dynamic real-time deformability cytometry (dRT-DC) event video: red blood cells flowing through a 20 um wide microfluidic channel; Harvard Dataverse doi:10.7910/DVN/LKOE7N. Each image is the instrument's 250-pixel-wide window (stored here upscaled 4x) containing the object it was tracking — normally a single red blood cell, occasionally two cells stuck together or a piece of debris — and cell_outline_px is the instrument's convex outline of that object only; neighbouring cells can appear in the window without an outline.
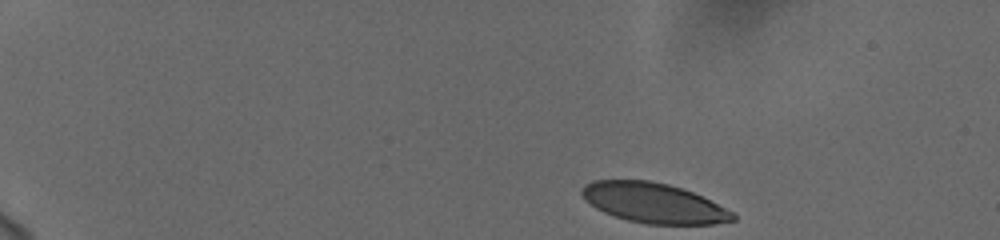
{"species": "human", "species_latin": "Homo sapiens", "temperature_condition": "cold", "stored_images_in_passage": 48, "camera_frame_rate_fps": 3000, "um_per_image_px": 0.085, "donor": {"sex": "female"}, "frame": {"image": 1, "passage_image": 1, "time_ms": 0.0, "image_size_px": [1000, 240], "cell_outline_px": [[736, 220], [712, 224], [644, 224], [628, 220], [604, 212], [596, 208], [584, 200], [580, 192], [584, 184], [592, 180], [648, 180], [668, 184], [692, 192], [732, 212], [736, 216]], "centroid_in_image_um": [55.5, 17.25], "position_along_channel_um": 29.5, "area_um2": 34.91}}
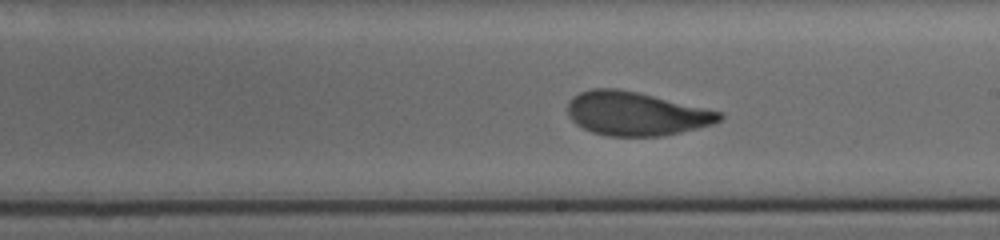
{"frame": {"image": 2, "passage_image": 27, "time_ms": 8.667, "image_size_px": [1000, 240], "cell_outline_px": [[724, 116], [720, 120], [712, 124], [664, 136], [608, 136], [592, 132], [576, 124], [568, 116], [568, 100], [572, 96], [580, 92], [592, 88], [616, 88], [636, 92], [724, 112]], "centroid_in_image_um": [54.04, 9.66], "position_along_channel_um": 235.0, "area_um2": 38.61}}
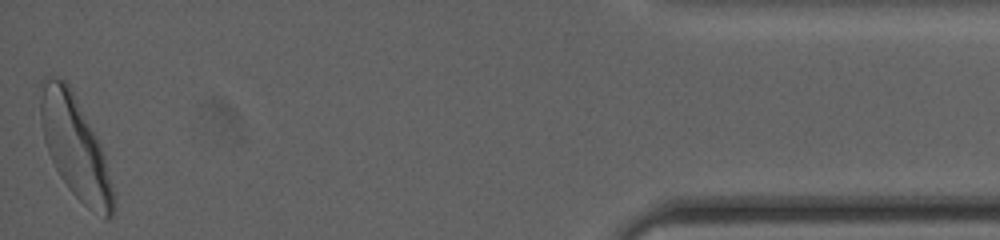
{"frame": {"image": 3, "passage_image": 48, "time_ms": 15.667, "image_size_px": [1000, 240], "cell_outline_px": [[116, 208], [112, 216], [108, 220], [104, 220], [88, 208], [68, 188], [60, 176], [48, 152], [44, 140], [40, 116], [40, 84], [44, 76], [48, 76], [64, 80], [68, 84], [96, 136], [100, 144], [104, 156], [116, 196]], "centroid_in_image_um": [6.41, 12.57], "position_along_channel_um": 428.8, "area_um2": 43.0}, "authors_computed_cell_mechanics": {"area_um2": 38.726, "velocity_mm_per_s": 3.7086, "shape_relaxation_time_tau1_ms": 3.5089, "shape_relaxation_time_tau2_ms": 0.8, "deformation_change_tau1": 0.145, "deformation_change_tau2": 0.064}}